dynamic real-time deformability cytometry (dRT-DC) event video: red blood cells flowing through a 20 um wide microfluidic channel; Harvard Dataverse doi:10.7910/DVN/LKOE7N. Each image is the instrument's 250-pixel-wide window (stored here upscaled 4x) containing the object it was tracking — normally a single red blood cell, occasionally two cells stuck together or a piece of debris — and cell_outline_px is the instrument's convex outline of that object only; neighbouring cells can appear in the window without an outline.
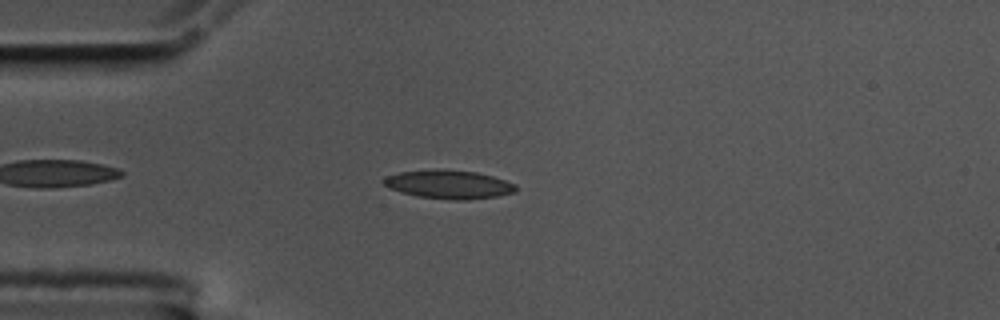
{"species": "common noctule bat (a hibernating species)", "species_latin": "Nyctalus noctula", "temperature_condition": "cold", "stored_images_in_passage": 46, "camera_frame_rate_fps": 3000, "um_per_image_px": 0.085, "animal": {"sex": "male", "body_mass_g": 17.5, "forearm_length_mm": 52.3}, "frame": {"image": 1, "passage_image": 4, "time_ms": 1.0, "image_size_px": [1000, 320], "cell_outline_px": [[516, 192], [496, 196], [464, 200], [456, 200], [420, 196], [400, 192], [388, 188], [384, 184], [384, 176], [400, 172], [440, 168], [476, 172], [492, 176], [516, 184]], "centroid_in_image_um": [38.13, 15.66], "position_along_channel_um": 46.9, "area_um2": 21.96}}
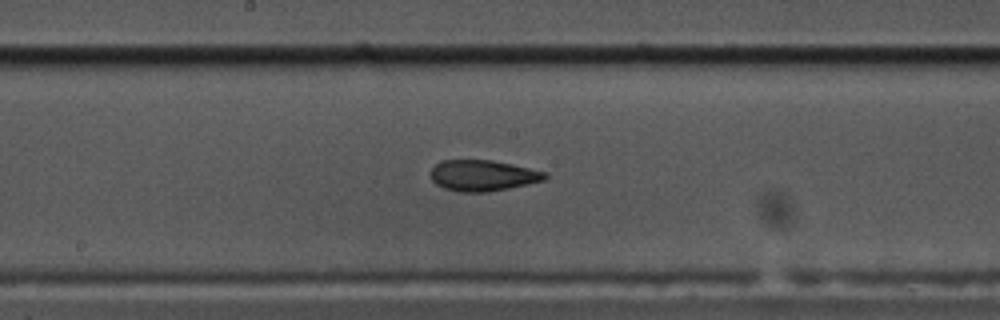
{"frame": {"image": 2, "passage_image": 19, "time_ms": 6.0, "image_size_px": [1000, 320], "cell_outline_px": [[548, 176], [544, 180], [528, 184], [488, 192], [460, 192], [444, 188], [436, 184], [432, 180], [432, 168], [440, 160], [492, 160], [512, 164], [548, 172]], "centroid_in_image_um": [41.06, 14.91], "position_along_channel_um": 207.1, "area_um2": 20.63}}
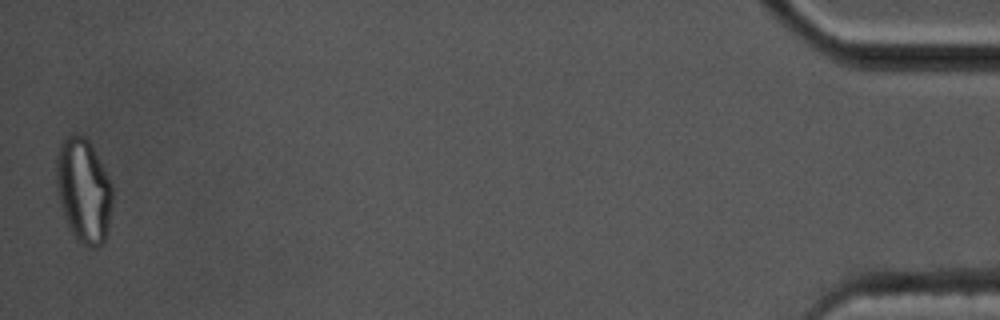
{"frame": {"image": 3, "passage_image": 46, "time_ms": 15.0, "image_size_px": [1000, 320], "cell_outline_px": [[112, 204], [108, 228], [104, 244], [96, 248], [88, 248], [76, 240], [68, 228], [60, 204], [56, 184], [56, 156], [60, 144], [68, 136], [84, 136], [88, 140], [112, 188]], "centroid_in_image_um": [7.08, 16.29], "position_along_channel_um": 428.1, "area_um2": 33.81}, "authors_computed_cell_mechanics": {"area_um2": 21.2704, "velocity_mm_per_s": 3.4874, "shape_relaxation_time_tau1_ms": 6.6963, "shape_relaxation_time_tau2_ms": 1.824, "deformation_change_tau1": 0.1905, "deformation_change_tau2": 0.0839}}